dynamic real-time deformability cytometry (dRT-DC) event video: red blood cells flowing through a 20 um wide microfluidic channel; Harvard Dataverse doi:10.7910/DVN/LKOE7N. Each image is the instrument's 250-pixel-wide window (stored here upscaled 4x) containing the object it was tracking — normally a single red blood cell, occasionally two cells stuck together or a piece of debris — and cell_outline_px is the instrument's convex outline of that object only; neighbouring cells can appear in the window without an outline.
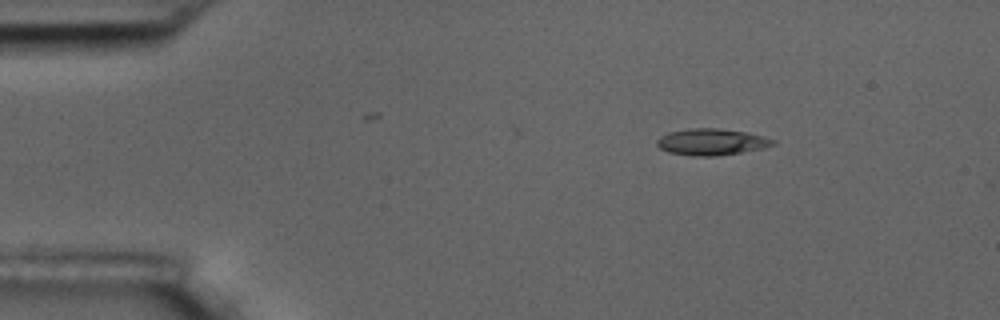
{"species": "common noctule bat (a hibernating species)", "species_latin": "Nyctalus noctula", "temperature_condition": "room temperature", "stored_images_in_passage": 9, "camera_frame_rate_fps": 3000, "um_per_image_px": 0.085, "animal": {"sex": "male", "body_mass_g": 17.5, "forearm_length_mm": 52.3}, "frame": {"image": 1, "passage_image": 1, "time_ms": 0.0, "image_size_px": [1000, 320], "cell_outline_px": [[776, 144], [764, 148], [716, 156], [692, 156], [668, 152], [660, 148], [656, 144], [656, 140], [660, 136], [668, 132], [692, 128], [720, 128], [748, 132], [764, 136], [776, 140]], "centroid_in_image_um": [60.49, 12.06], "position_along_channel_um": 24.5, "area_um2": 18.09}}
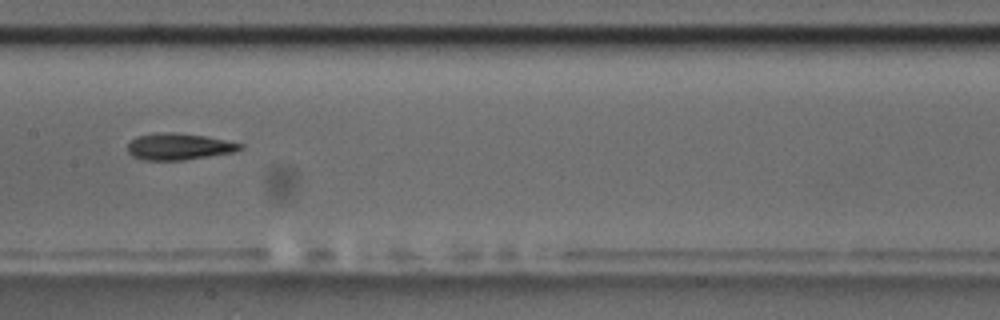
{"frame": {"image": 2, "passage_image": 7, "time_ms": 6.667, "image_size_px": [1000, 320], "cell_outline_px": [[244, 148], [232, 152], [208, 156], [180, 160], [144, 160], [132, 156], [128, 152], [128, 144], [136, 136], [156, 132], [176, 132], [204, 136], [244, 144]], "centroid_in_image_um": [15.17, 12.45], "position_along_channel_um": 192.2, "area_um2": 17.34}}
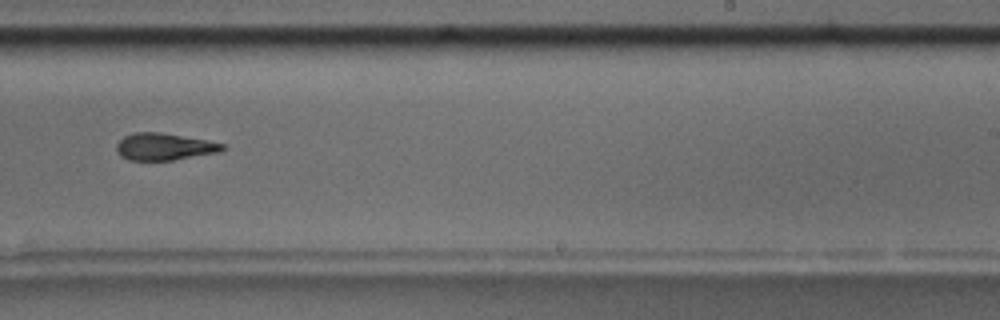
{"frame": {"image": 3, "passage_image": 9, "time_ms": 9.0, "image_size_px": [1000, 320], "cell_outline_px": [[228, 148], [220, 152], [172, 160], [128, 160], [120, 156], [116, 152], [116, 144], [124, 136], [132, 132], [160, 132], [204, 140], [224, 144]], "centroid_in_image_um": [13.93, 12.47], "position_along_channel_um": 275.1, "area_um2": 16.7}}